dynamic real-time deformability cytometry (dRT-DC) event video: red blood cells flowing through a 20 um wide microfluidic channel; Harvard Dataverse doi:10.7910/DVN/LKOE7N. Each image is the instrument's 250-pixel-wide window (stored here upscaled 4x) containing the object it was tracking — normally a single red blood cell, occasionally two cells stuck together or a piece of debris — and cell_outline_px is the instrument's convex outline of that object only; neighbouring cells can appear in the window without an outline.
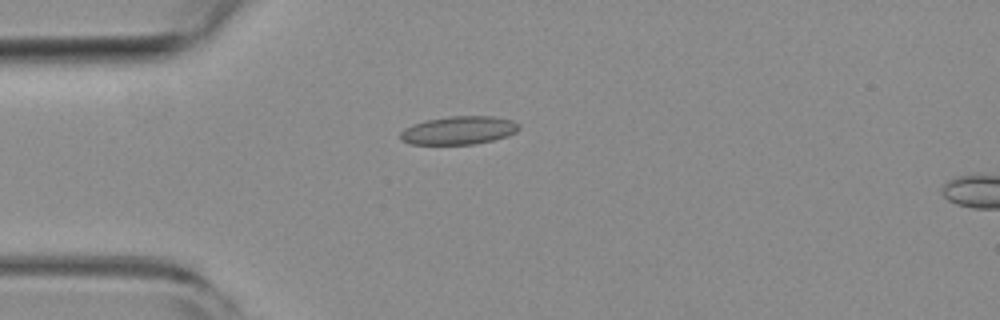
{"species": "common noctule bat (a hibernating species)", "species_latin": "Nyctalus noctula", "temperature_condition": "room temperature", "stored_images_in_passage": 5, "camera_frame_rate_fps": 3000, "um_per_image_px": 0.085, "animal": {"sex": "female", "body_mass_g": 19.3, "forearm_length_mm": 54.1}, "frame": {"image": 1, "passage_image": 2, "time_ms": 0.333, "image_size_px": [1000, 320], "cell_outline_px": [[520, 128], [516, 132], [508, 136], [492, 140], [472, 144], [412, 144], [400, 140], [400, 132], [404, 128], [412, 124], [428, 120], [452, 116], [492, 116], [512, 120], [520, 124]], "centroid_in_image_um": [39.0, 11.08], "position_along_channel_um": 46.0, "area_um2": 19.48}}